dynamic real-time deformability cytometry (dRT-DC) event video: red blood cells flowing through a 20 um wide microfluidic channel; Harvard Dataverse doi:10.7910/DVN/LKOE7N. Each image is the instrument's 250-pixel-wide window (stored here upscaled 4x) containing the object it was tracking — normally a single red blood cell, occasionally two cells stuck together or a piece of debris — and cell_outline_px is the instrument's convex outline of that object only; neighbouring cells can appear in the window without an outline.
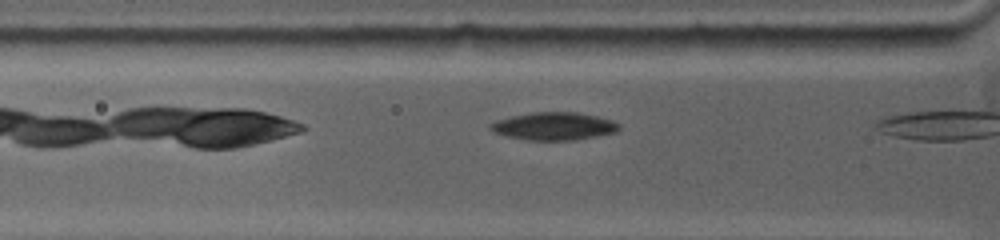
{"species": "common noctule bat (a hibernating species)", "species_latin": "Nyctalus noctula", "temperature_condition": "warm", "stored_images_in_passage": 5, "camera_frame_rate_fps": 5000, "um_per_image_px": 0.085, "animal": {"sex": "female", "body_mass_g": 19.0, "forearm_length_mm": 53.3}, "frame": {"image": 1, "passage_image": 4, "time_ms": 1.2, "image_size_px": [1000, 240], "cell_outline_px": [[620, 128], [616, 132], [576, 140], [524, 140], [504, 136], [492, 132], [488, 128], [488, 124], [496, 120], [512, 116], [532, 112], [576, 112], [596, 116], [612, 120], [620, 124]], "centroid_in_image_um": [47.03, 10.73], "position_along_channel_um": 78.8, "area_um2": 21.04}}